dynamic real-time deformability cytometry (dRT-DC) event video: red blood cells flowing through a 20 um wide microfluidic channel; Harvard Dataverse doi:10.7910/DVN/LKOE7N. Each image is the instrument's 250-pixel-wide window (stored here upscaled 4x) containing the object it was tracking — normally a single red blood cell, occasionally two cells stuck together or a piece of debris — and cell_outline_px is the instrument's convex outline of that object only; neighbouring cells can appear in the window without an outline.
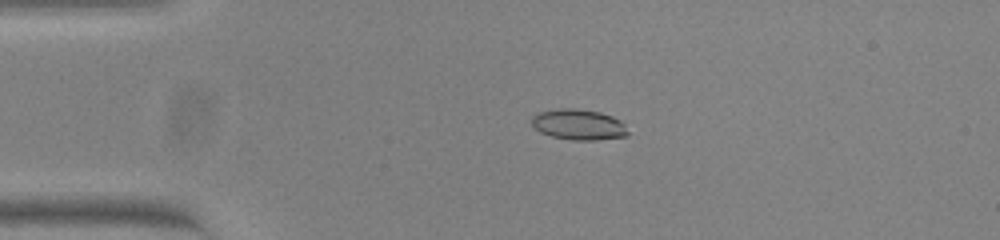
{"species": "common noctule bat (a hibernating species)", "species_latin": "Nyctalus noctula", "temperature_condition": "warm", "stored_images_in_passage": 44, "camera_frame_rate_fps": 3000, "um_per_image_px": 0.085, "animal": {"sex": "female", "body_mass_g": 23.0, "forearm_length_mm": 53.4}, "frame": {"image": 1, "passage_image": 2, "time_ms": 0.333, "image_size_px": [1000, 240], "cell_outline_px": [[628, 136], [596, 140], [572, 140], [552, 136], [540, 132], [532, 124], [532, 116], [540, 112], [560, 108], [576, 108], [600, 112], [612, 116], [620, 120], [624, 124], [628, 132]], "centroid_in_image_um": [49.2, 10.59], "position_along_channel_um": 35.8, "area_um2": 17.17}}
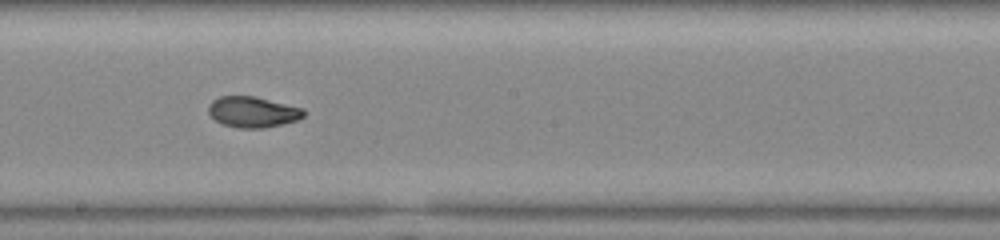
{"frame": {"image": 2, "passage_image": 20, "time_ms": 6.333, "image_size_px": [1000, 240], "cell_outline_px": [[304, 116], [296, 120], [264, 128], [240, 128], [224, 124], [216, 120], [208, 112], [208, 104], [212, 100], [220, 96], [256, 96], [304, 108]], "centroid_in_image_um": [21.48, 9.5], "position_along_channel_um": 226.7, "area_um2": 17.05}}
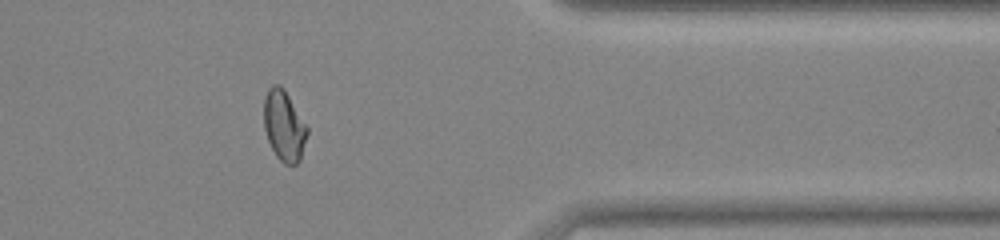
{"frame": {"image": 3, "passage_image": 34, "time_ms": 11.0, "image_size_px": [1000, 240], "cell_outline_px": [[308, 132], [300, 160], [296, 164], [284, 164], [276, 156], [268, 140], [264, 128], [264, 96], [268, 88], [272, 84], [280, 84], [284, 88], [308, 128]], "centroid_in_image_um": [24.13, 10.66], "position_along_channel_um": 387.3, "area_um2": 17.8}, "authors_computed_cell_mechanics": {"area_um2": 17.4556, "velocity_mm_per_s": 3.8332, "shape_relaxation_time_tau1_ms": 11.368, "shape_relaxation_time_tau2_ms": 1.419, "deformation_change_tau1": 0.2511, "deformation_change_tau2": 0.0585}}